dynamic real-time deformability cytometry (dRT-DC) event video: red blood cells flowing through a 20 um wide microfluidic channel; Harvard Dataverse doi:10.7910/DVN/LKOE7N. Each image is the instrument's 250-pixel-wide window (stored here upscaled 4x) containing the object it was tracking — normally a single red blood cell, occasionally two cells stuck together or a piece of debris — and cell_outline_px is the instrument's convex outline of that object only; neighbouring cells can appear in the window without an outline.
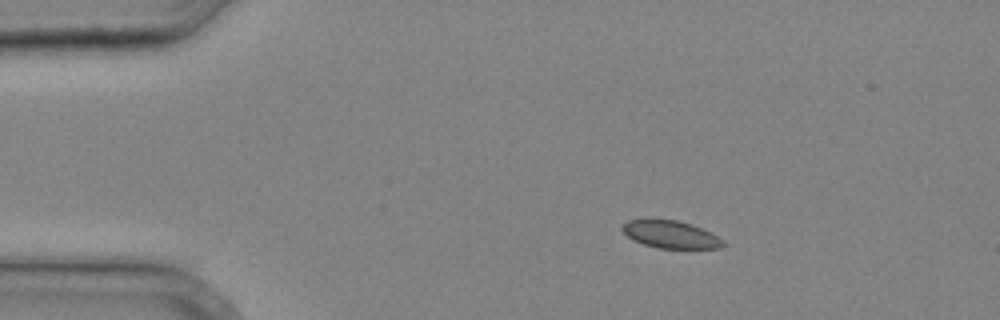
{"species": "common noctule bat (a hibernating species)", "species_latin": "Nyctalus noctula", "temperature_condition": "cold", "stored_images_in_passage": 6, "camera_frame_rate_fps": 3000, "um_per_image_px": 0.085, "animal": {"sex": "male", "body_mass_g": 20.4}, "frame": {"image": 1, "passage_image": 1, "time_ms": 0.0, "image_size_px": [1000, 320], "cell_outline_px": [[724, 244], [720, 248], [660, 248], [644, 244], [632, 240], [620, 228], [628, 220], [676, 220], [692, 224], [724, 240]], "centroid_in_image_um": [56.99, 19.93], "position_along_channel_um": 28.0, "area_um2": 15.78}}